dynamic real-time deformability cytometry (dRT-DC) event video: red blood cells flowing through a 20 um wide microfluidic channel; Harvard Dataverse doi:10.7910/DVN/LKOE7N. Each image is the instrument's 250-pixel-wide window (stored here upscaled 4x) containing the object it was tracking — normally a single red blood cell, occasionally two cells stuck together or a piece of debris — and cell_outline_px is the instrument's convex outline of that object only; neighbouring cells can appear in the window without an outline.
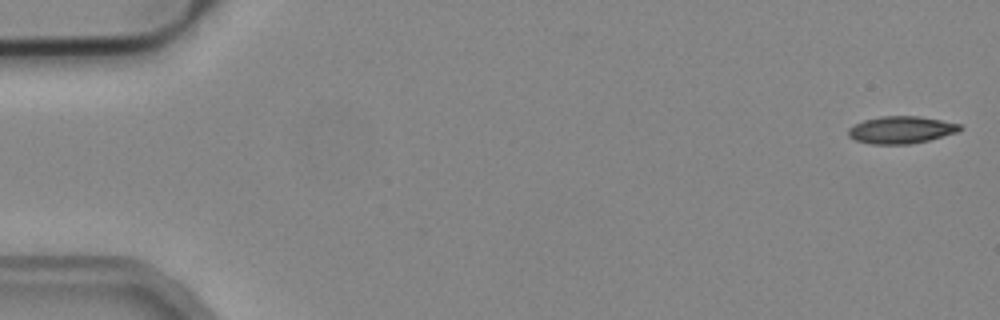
{"species": "common noctule bat (a hibernating species)", "species_latin": "Nyctalus noctula", "temperature_condition": "cold", "stored_images_in_passage": 52, "camera_frame_rate_fps": 3000, "um_per_image_px": 0.085, "animal": {"sex": "male", "body_mass_g": 19.2, "forearm_length_mm": 51.8}, "frame": {"image": 1, "passage_image": 1, "time_ms": 0.0, "image_size_px": [1000, 320], "cell_outline_px": [[964, 128], [960, 132], [912, 144], [872, 144], [856, 140], [848, 136], [848, 128], [864, 120], [880, 116], [920, 116], [960, 124]], "centroid_in_image_um": [76.63, 11.04], "position_along_channel_um": 8.4, "area_um2": 17.8}}
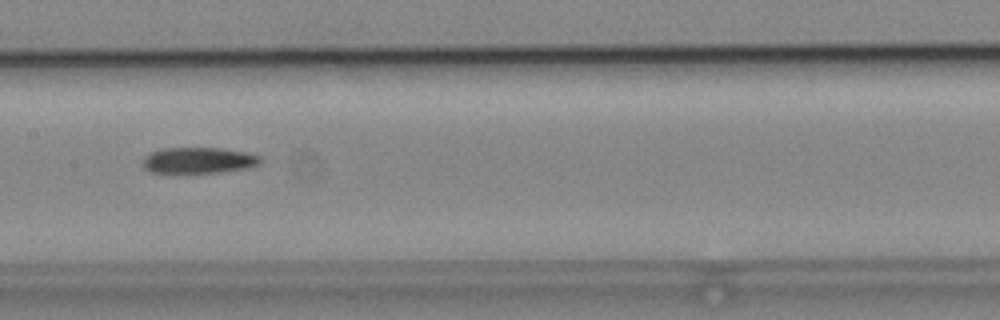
{"frame": {"image": 2, "passage_image": 26, "time_ms": 8.333, "image_size_px": [1000, 320], "cell_outline_px": [[264, 160], [260, 164], [248, 168], [216, 172], [148, 172], [144, 168], [144, 156], [148, 152], [160, 148], [220, 148], [248, 152], [260, 156]], "centroid_in_image_um": [16.9, 13.61], "position_along_channel_um": 190.5, "area_um2": 17.92}}
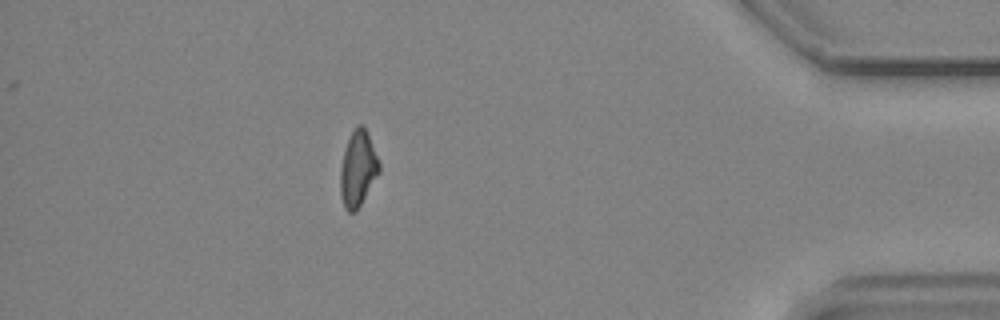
{"frame": {"image": 3, "passage_image": 46, "time_ms": 15.0, "image_size_px": [1000, 320], "cell_outline_px": [[380, 172], [356, 212], [348, 212], [344, 208], [340, 196], [340, 168], [344, 148], [352, 128], [356, 124], [364, 124], [380, 164]], "centroid_in_image_um": [30.4, 14.32], "position_along_channel_um": 404.8, "area_um2": 17.46}}